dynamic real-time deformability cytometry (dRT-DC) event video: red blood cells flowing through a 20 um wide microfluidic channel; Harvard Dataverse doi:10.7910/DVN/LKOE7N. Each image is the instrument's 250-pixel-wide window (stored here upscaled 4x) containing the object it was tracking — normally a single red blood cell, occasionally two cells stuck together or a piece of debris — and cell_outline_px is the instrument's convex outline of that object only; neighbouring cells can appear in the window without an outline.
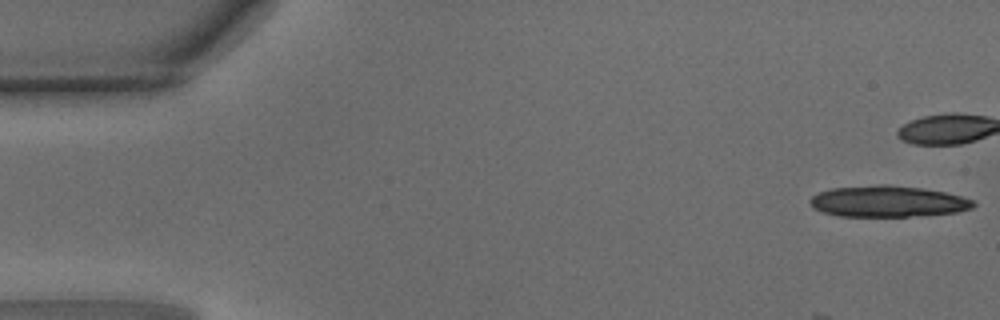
{"species": "common noctule bat (a hibernating species)", "species_latin": "Nyctalus noctula", "temperature_condition": "warm", "stored_images_in_passage": 9, "camera_frame_rate_fps": 3000, "um_per_image_px": 0.085, "animal": {"sex": "male", "body_mass_g": 15.6}, "frame": {"image": 1, "passage_image": 1, "time_ms": 0.0, "image_size_px": [1000, 320], "cell_outline_px": [[976, 204], [972, 208], [956, 212], [920, 216], [840, 216], [824, 212], [812, 208], [808, 200], [812, 196], [820, 192], [832, 188], [880, 184], [888, 184], [920, 188], [944, 192], [976, 200]], "centroid_in_image_um": [75.47, 17.12], "position_along_channel_um": 9.5, "area_um2": 29.77}}